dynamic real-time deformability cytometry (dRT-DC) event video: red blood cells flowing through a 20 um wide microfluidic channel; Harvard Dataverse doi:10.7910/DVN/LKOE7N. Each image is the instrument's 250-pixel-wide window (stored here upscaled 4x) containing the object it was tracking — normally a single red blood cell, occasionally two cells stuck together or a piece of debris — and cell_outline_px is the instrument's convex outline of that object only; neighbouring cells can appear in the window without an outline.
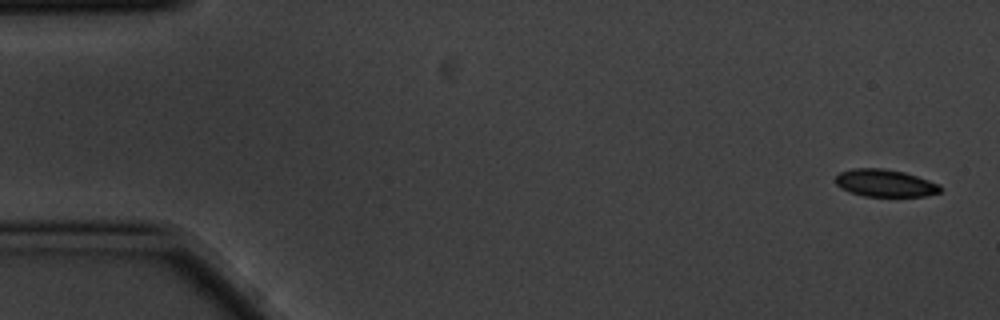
{"species": "common noctule bat (a hibernating species)", "species_latin": "Nyctalus noctula", "temperature_condition": "cold", "stored_images_in_passage": 5, "camera_frame_rate_fps": 3000, "um_per_image_px": 0.085, "animal": {"sex": "male", "body_mass_g": 20.1, "forearm_length_mm": 53.5}, "frame": {"image": 1, "passage_image": 1, "time_ms": 0.0, "image_size_px": [1000, 320], "cell_outline_px": [[944, 188], [940, 192], [924, 196], [864, 196], [840, 188], [836, 184], [836, 176], [840, 172], [852, 168], [884, 168], [904, 172], [940, 184]], "centroid_in_image_um": [75.24, 15.56], "position_along_channel_um": 9.8, "area_um2": 16.7}}
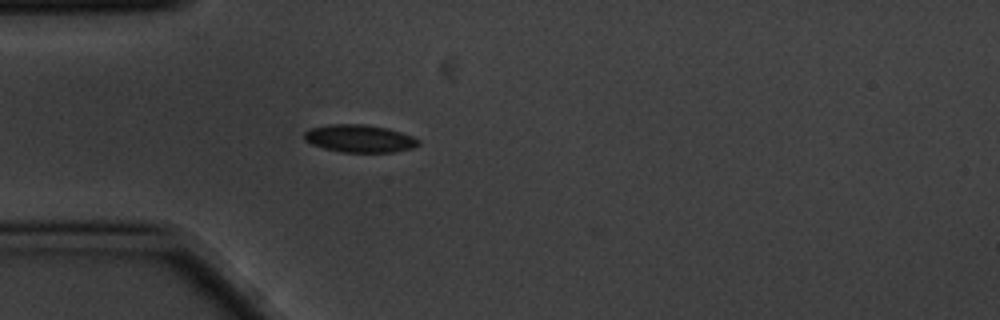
{"frame": {"image": 2, "passage_image": 5, "time_ms": 1.333, "image_size_px": [1000, 320], "cell_outline_px": [[420, 144], [412, 148], [392, 152], [340, 152], [324, 148], [312, 144], [304, 140], [304, 132], [308, 128], [328, 124], [364, 124], [388, 128], [412, 136], [420, 140]], "centroid_in_image_um": [30.53, 11.77], "position_along_channel_um": 54.5, "area_um2": 18.5}}